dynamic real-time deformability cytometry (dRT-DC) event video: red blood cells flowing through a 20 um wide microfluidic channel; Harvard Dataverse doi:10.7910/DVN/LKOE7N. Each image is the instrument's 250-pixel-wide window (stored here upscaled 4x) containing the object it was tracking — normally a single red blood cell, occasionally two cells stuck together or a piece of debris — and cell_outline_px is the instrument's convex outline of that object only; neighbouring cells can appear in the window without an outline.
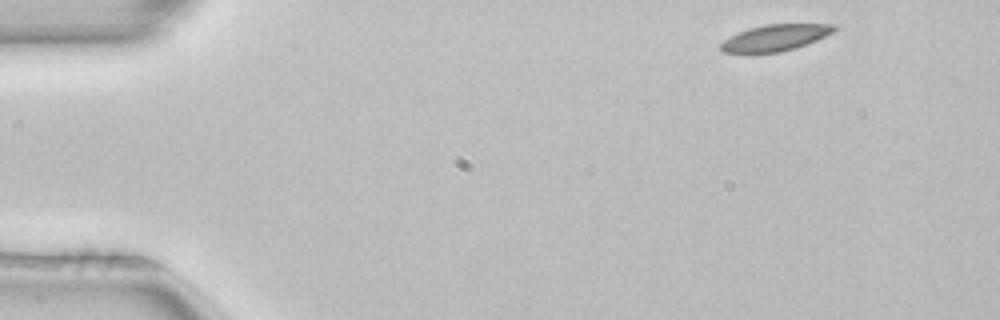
{"species": "common noctule bat (a hibernating species)", "species_latin": "Nyctalus noctula", "temperature_condition": "room temperature", "stored_images_in_passage": 3, "camera_frame_rate_fps": 3000, "um_per_image_px": 0.085, "animal": {"sex": "female", "body_mass_g": 22.7, "forearm_length_mm": 54.2}, "frame": {"image": 1, "passage_image": 1, "time_ms": 0.0, "image_size_px": [1000, 320], "cell_outline_px": [[840, 28], [816, 40], [796, 48], [780, 52], [752, 56], [748, 56], [724, 52], [720, 48], [720, 44], [724, 40], [748, 28], [764, 24], [836, 24]], "centroid_in_image_um": [65.85, 3.25], "position_along_channel_um": 19.2, "area_um2": 18.03}}
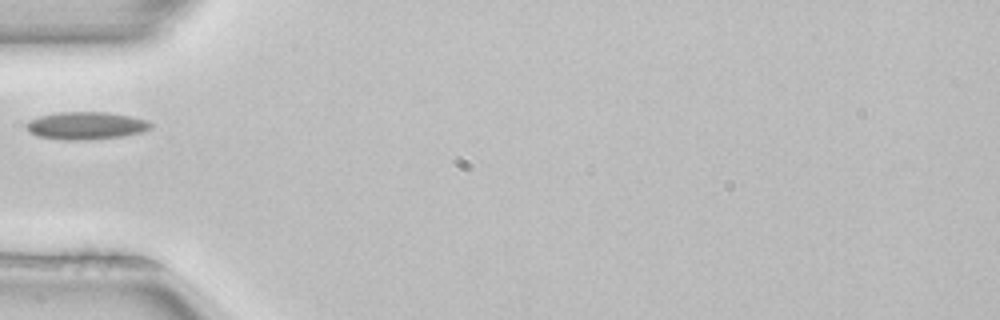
{"frame": {"image": 2, "passage_image": 3, "time_ms": 0.667, "image_size_px": [1000, 320], "cell_outline_px": [[152, 128], [144, 132], [124, 136], [88, 140], [64, 140], [36, 136], [28, 132], [24, 124], [28, 120], [40, 116], [56, 112], [108, 112], [128, 116], [144, 120], [152, 124]], "centroid_in_image_um": [7.26, 10.69], "position_along_channel_um": 77.7, "area_um2": 20.23}}